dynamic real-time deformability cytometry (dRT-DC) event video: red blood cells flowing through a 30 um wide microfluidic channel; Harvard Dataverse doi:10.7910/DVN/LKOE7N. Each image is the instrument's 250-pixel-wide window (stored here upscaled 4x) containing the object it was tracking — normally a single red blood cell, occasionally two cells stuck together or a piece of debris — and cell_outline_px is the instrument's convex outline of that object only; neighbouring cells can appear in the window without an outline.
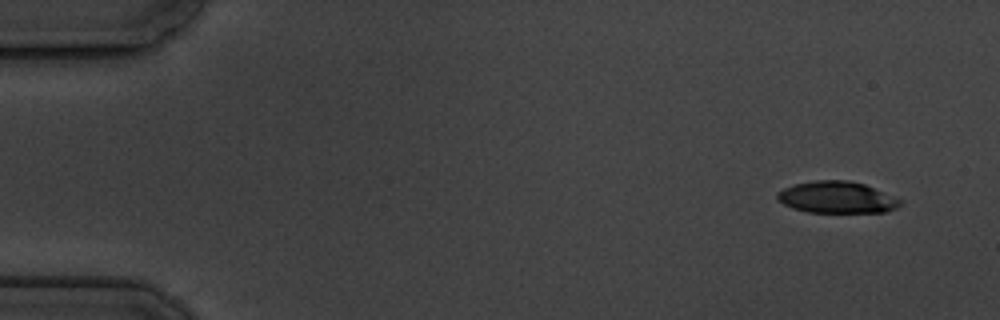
{"species": "common noctule bat (a hibernating species)", "species_latin": "Nyctalus noctula", "temperature_condition": "cold", "stored_images_in_passage": 7, "camera_frame_rate_fps": 3000, "um_per_image_px": 0.085, "animal": {"sex": "male", "body_mass_g": 19.5, "forearm_length_mm": 54.6}, "frame": {"image": 1, "passage_image": 1, "time_ms": 0.0, "image_size_px": [1000, 320], "cell_outline_px": [[900, 204], [896, 208], [884, 212], [808, 212], [792, 208], [784, 204], [776, 196], [776, 192], [784, 188], [796, 184], [816, 180], [848, 180], [864, 184], [900, 200]], "centroid_in_image_um": [71.09, 16.77], "position_along_channel_um": 13.9, "area_um2": 22.31}}
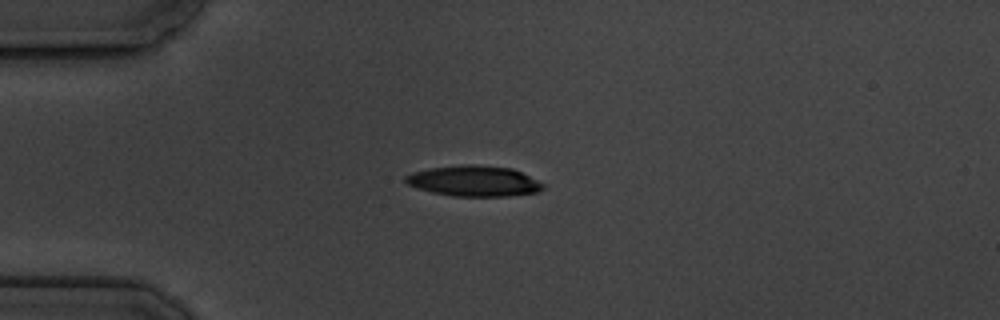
{"frame": {"image": 2, "passage_image": 4, "time_ms": 3.667, "image_size_px": [1000, 320], "cell_outline_px": [[544, 188], [540, 192], [508, 196], [452, 196], [432, 192], [416, 188], [408, 184], [404, 180], [404, 176], [412, 172], [432, 168], [460, 164], [476, 164], [512, 168], [544, 184]], "centroid_in_image_um": [40.28, 15.38], "position_along_channel_um": 44.7, "area_um2": 24.62}}
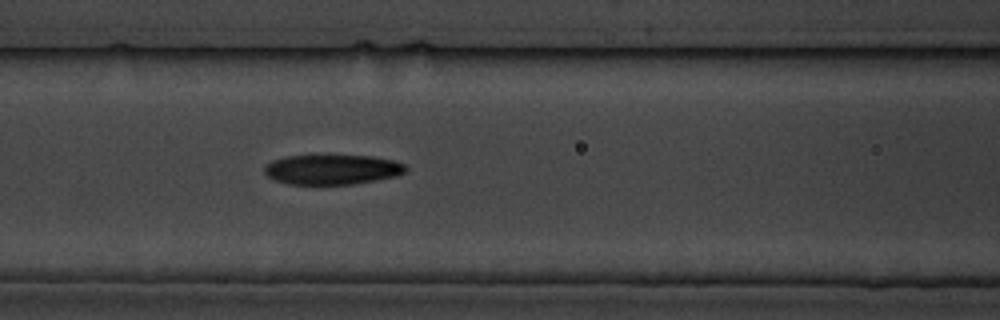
{"frame": {"image": 3, "passage_image": 7, "time_ms": 7.0, "image_size_px": [1000, 320], "cell_outline_px": [[408, 172], [396, 176], [356, 184], [288, 184], [276, 180], [268, 176], [264, 172], [264, 168], [272, 160], [284, 156], [324, 152], [328, 152], [372, 156], [392, 160], [404, 164], [408, 168]], "centroid_in_image_um": [28.25, 14.35], "position_along_channel_um": 138.4, "area_um2": 25.89}}